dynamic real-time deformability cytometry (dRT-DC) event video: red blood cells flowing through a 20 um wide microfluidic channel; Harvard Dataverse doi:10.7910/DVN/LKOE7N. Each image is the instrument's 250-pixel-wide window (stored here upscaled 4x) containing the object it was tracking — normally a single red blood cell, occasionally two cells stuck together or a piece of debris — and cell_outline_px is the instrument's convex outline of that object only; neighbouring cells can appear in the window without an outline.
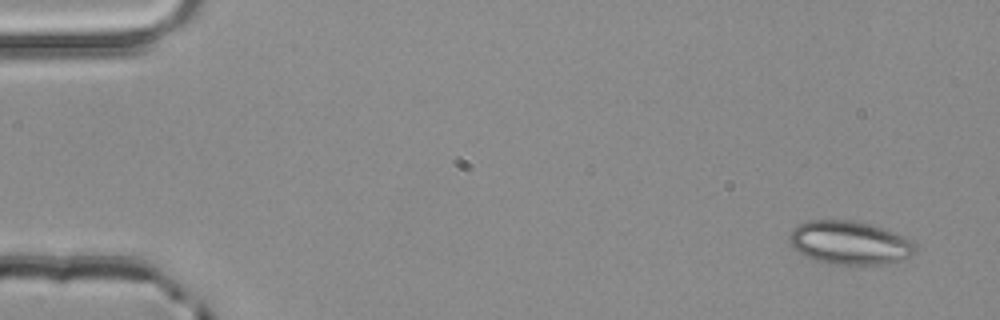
{"species": "common noctule bat (a hibernating species)", "species_latin": "Nyctalus noctula", "temperature_condition": "room temperature", "stored_images_in_passage": 4, "camera_frame_rate_fps": 3000, "um_per_image_px": 0.085, "animal": {"sex": "male", "body_mass_g": 20.4}, "frame": {"image": 1, "passage_image": 1, "time_ms": 0.0, "image_size_px": [1000, 320], "cell_outline_px": [[916, 252], [904, 260], [884, 264], [832, 264], [816, 260], [804, 256], [788, 240], [788, 236], [792, 228], [808, 220], [852, 220], [872, 224], [896, 232], [912, 240], [916, 244]], "centroid_in_image_um": [72.26, 20.62], "position_along_channel_um": 12.7, "area_um2": 32.14}}